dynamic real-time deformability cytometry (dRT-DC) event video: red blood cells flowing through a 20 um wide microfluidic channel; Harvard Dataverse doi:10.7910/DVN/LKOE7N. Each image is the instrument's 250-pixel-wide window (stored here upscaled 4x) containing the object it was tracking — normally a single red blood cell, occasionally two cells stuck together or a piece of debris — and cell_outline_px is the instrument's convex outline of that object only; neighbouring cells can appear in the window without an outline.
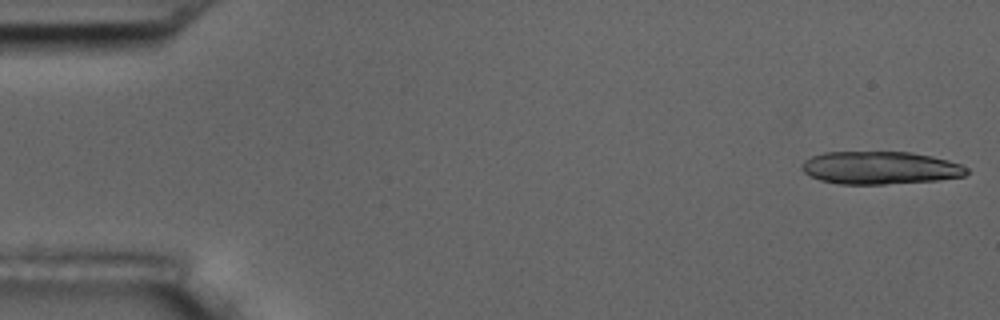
{"species": "common noctule bat (a hibernating species)", "species_latin": "Nyctalus noctula", "temperature_condition": "room temperature", "stored_images_in_passage": 15, "camera_frame_rate_fps": 3000, "um_per_image_px": 0.085, "animal": {"sex": "male", "body_mass_g": 17.5, "forearm_length_mm": 52.3}, "frame": {"image": 1, "passage_image": 1, "time_ms": 0.0, "image_size_px": [1000, 320], "cell_outline_px": [[968, 172], [964, 176], [940, 180], [884, 184], [840, 184], [820, 180], [804, 172], [800, 168], [800, 164], [804, 160], [812, 156], [824, 152], [912, 152], [932, 156], [948, 160], [960, 164], [968, 168]], "centroid_in_image_um": [74.81, 14.26], "position_along_channel_um": 10.2, "area_um2": 31.62}}